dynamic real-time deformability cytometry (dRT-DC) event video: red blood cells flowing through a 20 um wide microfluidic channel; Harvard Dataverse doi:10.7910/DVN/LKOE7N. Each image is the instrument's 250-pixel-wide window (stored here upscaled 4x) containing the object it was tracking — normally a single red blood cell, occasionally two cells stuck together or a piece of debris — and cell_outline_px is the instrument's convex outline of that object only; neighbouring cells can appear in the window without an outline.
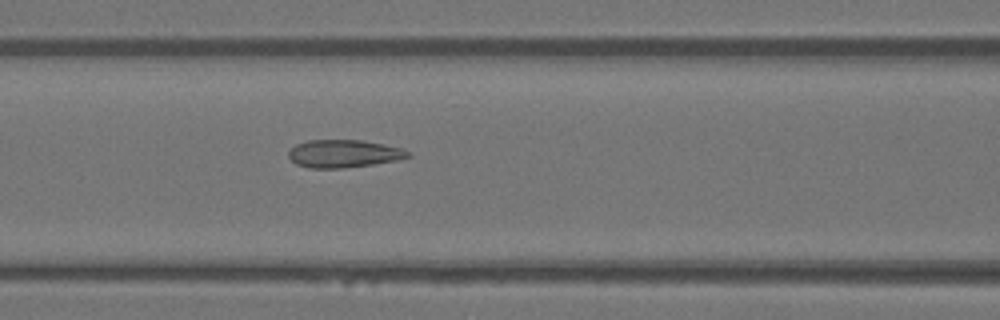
{"species": "Egyptian fruit bat (a non-hibernating species)", "species_latin": "Rousettus aegyptiacus", "temperature_condition": "warm", "stored_images_in_passage": 34, "camera_frame_rate_fps": 3000, "um_per_image_px": 0.085, "animal": {"sex": "female"}, "frame": {"image": 1, "passage_image": 10, "time_ms": 3.0, "image_size_px": [1000, 320], "cell_outline_px": [[412, 156], [396, 160], [372, 164], [344, 168], [308, 168], [296, 164], [288, 156], [288, 152], [296, 144], [308, 140], [360, 140], [384, 144], [404, 148]], "centroid_in_image_um": [29.21, 13.06], "position_along_channel_um": 137.4, "area_um2": 19.31}}
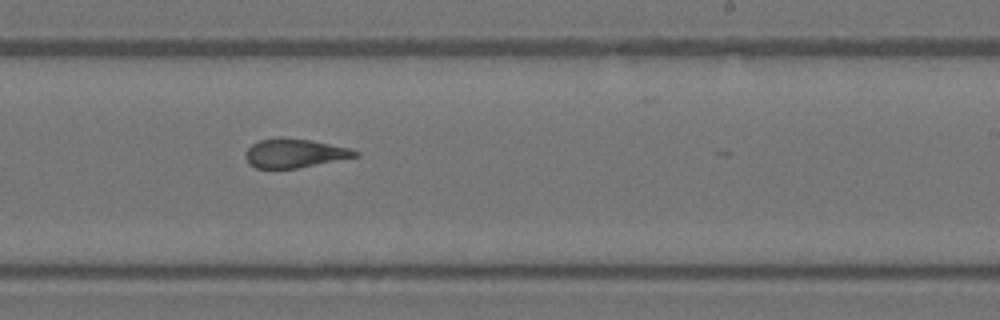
{"frame": {"image": 2, "passage_image": 19, "time_ms": 6.0, "image_size_px": [1000, 320], "cell_outline_px": [[360, 156], [296, 168], [256, 168], [248, 164], [244, 156], [244, 152], [252, 144], [260, 140], [280, 136], [312, 140], [348, 148], [360, 152]], "centroid_in_image_um": [25.0, 13.01], "position_along_channel_um": 264.0, "area_um2": 18.61}}
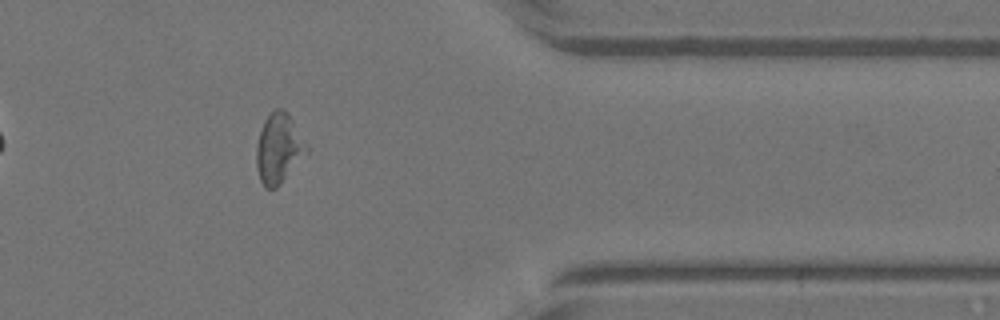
{"frame": {"image": 3, "passage_image": 29, "time_ms": 9.333, "image_size_px": [1000, 320], "cell_outline_px": [[300, 148], [280, 184], [276, 188], [264, 188], [260, 180], [256, 168], [256, 144], [264, 120], [276, 108], [284, 108], [288, 112], [292, 120]], "centroid_in_image_um": [23.45, 12.59], "position_along_channel_um": 387.9, "area_um2": 17.98}}